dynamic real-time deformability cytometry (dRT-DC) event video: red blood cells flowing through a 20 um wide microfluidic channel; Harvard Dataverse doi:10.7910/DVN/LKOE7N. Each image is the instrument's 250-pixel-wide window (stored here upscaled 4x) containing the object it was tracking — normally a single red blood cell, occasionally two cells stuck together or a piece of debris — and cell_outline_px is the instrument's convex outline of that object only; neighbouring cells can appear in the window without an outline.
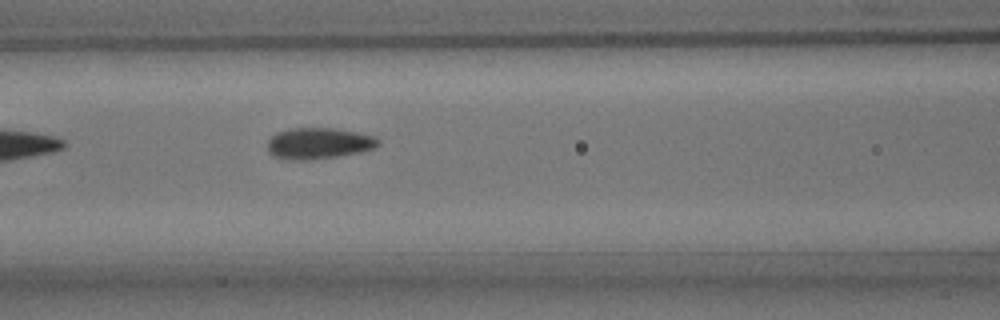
{"species": "common noctule bat (a hibernating species)", "species_latin": "Nyctalus noctula", "temperature_condition": "room temperature", "stored_images_in_passage": 4, "camera_frame_rate_fps": 3000, "um_per_image_px": 0.085, "animal": {"sex": "male", "body_mass_g": 15.6}, "frame": {"image": 1, "passage_image": 4, "time_ms": 3.667, "image_size_px": [1000, 320], "cell_outline_px": [[380, 144], [376, 148], [360, 152], [336, 156], [304, 160], [288, 160], [272, 156], [268, 152], [268, 140], [276, 132], [288, 128], [332, 128], [372, 136], [380, 140]], "centroid_in_image_um": [27.04, 12.19], "position_along_channel_um": 139.6, "area_um2": 20.06}}